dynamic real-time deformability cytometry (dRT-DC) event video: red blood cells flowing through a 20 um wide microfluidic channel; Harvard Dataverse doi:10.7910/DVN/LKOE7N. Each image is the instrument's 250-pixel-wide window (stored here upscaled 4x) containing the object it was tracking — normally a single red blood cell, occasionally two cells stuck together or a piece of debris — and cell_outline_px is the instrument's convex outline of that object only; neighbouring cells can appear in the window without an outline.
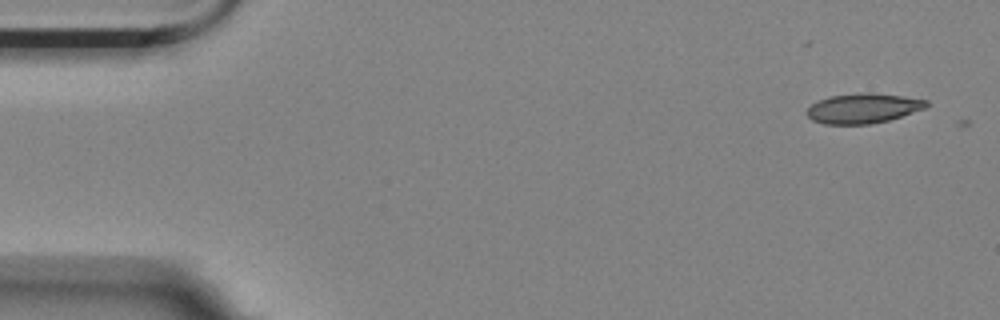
{"species": "Egyptian fruit bat (a non-hibernating species)", "species_latin": "Rousettus aegyptiacus", "temperature_condition": "room temperature", "stored_images_in_passage": 3, "camera_frame_rate_fps": 3000, "um_per_image_px": 0.085, "animal": {"sex": "female"}, "frame": {"image": 1, "passage_image": 1, "time_ms": 0.0, "image_size_px": [1000, 320], "cell_outline_px": [[928, 104], [924, 108], [888, 120], [868, 124], [824, 124], [812, 120], [804, 112], [812, 104], [828, 96], [868, 92], [872, 92], [928, 100]], "centroid_in_image_um": [73.31, 9.2], "position_along_channel_um": 11.7, "area_um2": 20.58}}